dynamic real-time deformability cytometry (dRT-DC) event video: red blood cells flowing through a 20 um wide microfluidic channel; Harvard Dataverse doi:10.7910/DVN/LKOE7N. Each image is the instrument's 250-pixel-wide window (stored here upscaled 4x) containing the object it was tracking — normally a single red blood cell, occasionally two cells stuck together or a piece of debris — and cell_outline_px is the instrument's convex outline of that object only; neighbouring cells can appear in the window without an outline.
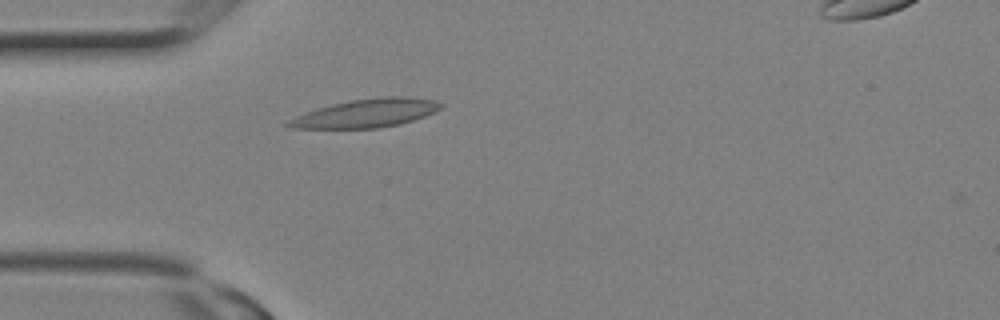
{"species": "Egyptian fruit bat (a non-hibernating species)", "species_latin": "Rousettus aegyptiacus", "temperature_condition": "room temperature", "stored_images_in_passage": 5, "camera_frame_rate_fps": 3000, "um_per_image_px": 0.085, "animal": {"sex": "female"}, "frame": {"image": 1, "passage_image": 3, "time_ms": 0.667, "image_size_px": [1000, 320], "cell_outline_px": [[444, 104], [440, 108], [424, 116], [400, 124], [380, 128], [292, 128], [284, 124], [288, 120], [304, 112], [316, 108], [332, 104], [352, 100], [384, 96], [400, 96], [436, 100]], "centroid_in_image_um": [31.1, 9.62], "position_along_channel_um": 53.9, "area_um2": 25.09}}
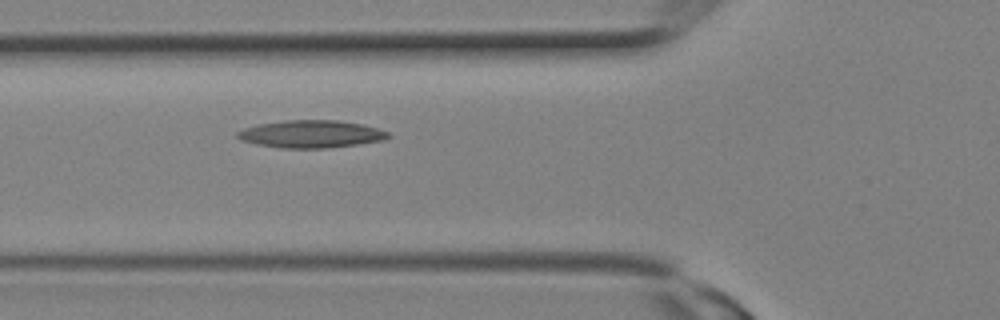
{"frame": {"image": 2, "passage_image": 5, "time_ms": 1.333, "image_size_px": [1000, 320], "cell_outline_px": [[392, 136], [384, 140], [356, 144], [324, 148], [284, 148], [256, 144], [244, 140], [236, 136], [236, 132], [244, 128], [256, 124], [284, 120], [340, 120], [360, 124], [376, 128], [388, 132]], "centroid_in_image_um": [26.43, 11.38], "position_along_channel_um": 99.4, "area_um2": 24.04}}